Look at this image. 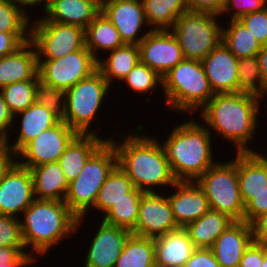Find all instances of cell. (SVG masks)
<instances>
[{
    "mask_svg": "<svg viewBox=\"0 0 267 267\" xmlns=\"http://www.w3.org/2000/svg\"><path fill=\"white\" fill-rule=\"evenodd\" d=\"M253 242L251 224L234 221L214 242L211 250L221 267H239L245 250Z\"/></svg>",
    "mask_w": 267,
    "mask_h": 267,
    "instance_id": "obj_20",
    "label": "cell"
},
{
    "mask_svg": "<svg viewBox=\"0 0 267 267\" xmlns=\"http://www.w3.org/2000/svg\"><path fill=\"white\" fill-rule=\"evenodd\" d=\"M35 101L63 120L65 112V91L49 86L39 80Z\"/></svg>",
    "mask_w": 267,
    "mask_h": 267,
    "instance_id": "obj_40",
    "label": "cell"
},
{
    "mask_svg": "<svg viewBox=\"0 0 267 267\" xmlns=\"http://www.w3.org/2000/svg\"><path fill=\"white\" fill-rule=\"evenodd\" d=\"M156 267H184L196 249L184 228L154 238Z\"/></svg>",
    "mask_w": 267,
    "mask_h": 267,
    "instance_id": "obj_22",
    "label": "cell"
},
{
    "mask_svg": "<svg viewBox=\"0 0 267 267\" xmlns=\"http://www.w3.org/2000/svg\"><path fill=\"white\" fill-rule=\"evenodd\" d=\"M267 212V186L246 205L243 221L251 224L257 217Z\"/></svg>",
    "mask_w": 267,
    "mask_h": 267,
    "instance_id": "obj_44",
    "label": "cell"
},
{
    "mask_svg": "<svg viewBox=\"0 0 267 267\" xmlns=\"http://www.w3.org/2000/svg\"><path fill=\"white\" fill-rule=\"evenodd\" d=\"M109 88L112 89L98 70L80 80L65 92L63 121L78 134H97V129H90L91 124L95 123L100 107L107 100Z\"/></svg>",
    "mask_w": 267,
    "mask_h": 267,
    "instance_id": "obj_7",
    "label": "cell"
},
{
    "mask_svg": "<svg viewBox=\"0 0 267 267\" xmlns=\"http://www.w3.org/2000/svg\"><path fill=\"white\" fill-rule=\"evenodd\" d=\"M180 228L173 216L167 195L163 192L142 194L134 235L156 238Z\"/></svg>",
    "mask_w": 267,
    "mask_h": 267,
    "instance_id": "obj_13",
    "label": "cell"
},
{
    "mask_svg": "<svg viewBox=\"0 0 267 267\" xmlns=\"http://www.w3.org/2000/svg\"><path fill=\"white\" fill-rule=\"evenodd\" d=\"M77 135L76 131L61 120L26 143L16 153L17 163L32 168L58 162L66 147Z\"/></svg>",
    "mask_w": 267,
    "mask_h": 267,
    "instance_id": "obj_12",
    "label": "cell"
},
{
    "mask_svg": "<svg viewBox=\"0 0 267 267\" xmlns=\"http://www.w3.org/2000/svg\"><path fill=\"white\" fill-rule=\"evenodd\" d=\"M85 39L86 48L97 60L100 53H107L125 45L118 30L102 12L85 29Z\"/></svg>",
    "mask_w": 267,
    "mask_h": 267,
    "instance_id": "obj_30",
    "label": "cell"
},
{
    "mask_svg": "<svg viewBox=\"0 0 267 267\" xmlns=\"http://www.w3.org/2000/svg\"><path fill=\"white\" fill-rule=\"evenodd\" d=\"M189 12L212 13L221 17L226 0H185Z\"/></svg>",
    "mask_w": 267,
    "mask_h": 267,
    "instance_id": "obj_47",
    "label": "cell"
},
{
    "mask_svg": "<svg viewBox=\"0 0 267 267\" xmlns=\"http://www.w3.org/2000/svg\"><path fill=\"white\" fill-rule=\"evenodd\" d=\"M219 17L188 11L176 19L170 30L179 42L184 59L202 61L222 42L223 22L218 21L222 20Z\"/></svg>",
    "mask_w": 267,
    "mask_h": 267,
    "instance_id": "obj_9",
    "label": "cell"
},
{
    "mask_svg": "<svg viewBox=\"0 0 267 267\" xmlns=\"http://www.w3.org/2000/svg\"><path fill=\"white\" fill-rule=\"evenodd\" d=\"M114 267H156L154 238L131 234Z\"/></svg>",
    "mask_w": 267,
    "mask_h": 267,
    "instance_id": "obj_33",
    "label": "cell"
},
{
    "mask_svg": "<svg viewBox=\"0 0 267 267\" xmlns=\"http://www.w3.org/2000/svg\"><path fill=\"white\" fill-rule=\"evenodd\" d=\"M101 12L112 22L125 44L138 45L151 31L145 30L149 27L142 0H101Z\"/></svg>",
    "mask_w": 267,
    "mask_h": 267,
    "instance_id": "obj_14",
    "label": "cell"
},
{
    "mask_svg": "<svg viewBox=\"0 0 267 267\" xmlns=\"http://www.w3.org/2000/svg\"><path fill=\"white\" fill-rule=\"evenodd\" d=\"M89 242L83 267H114L123 251L130 231L100 221Z\"/></svg>",
    "mask_w": 267,
    "mask_h": 267,
    "instance_id": "obj_17",
    "label": "cell"
},
{
    "mask_svg": "<svg viewBox=\"0 0 267 267\" xmlns=\"http://www.w3.org/2000/svg\"><path fill=\"white\" fill-rule=\"evenodd\" d=\"M39 257L30 252L23 254L16 262L8 264H0V267H30L32 264L39 262Z\"/></svg>",
    "mask_w": 267,
    "mask_h": 267,
    "instance_id": "obj_54",
    "label": "cell"
},
{
    "mask_svg": "<svg viewBox=\"0 0 267 267\" xmlns=\"http://www.w3.org/2000/svg\"><path fill=\"white\" fill-rule=\"evenodd\" d=\"M25 253H28L25 247L0 246V264L16 262Z\"/></svg>",
    "mask_w": 267,
    "mask_h": 267,
    "instance_id": "obj_52",
    "label": "cell"
},
{
    "mask_svg": "<svg viewBox=\"0 0 267 267\" xmlns=\"http://www.w3.org/2000/svg\"><path fill=\"white\" fill-rule=\"evenodd\" d=\"M143 126V124H138L131 130L133 133L130 131V133L120 134L121 142H117V138H113L115 136L106 137L115 147L117 165L130 178L134 187L139 190L164 192L169 187L172 189L171 187L177 180L173 175L170 163L166 160L156 137L144 135ZM142 130L144 133L141 132ZM157 187L161 189L158 190Z\"/></svg>",
    "mask_w": 267,
    "mask_h": 267,
    "instance_id": "obj_1",
    "label": "cell"
},
{
    "mask_svg": "<svg viewBox=\"0 0 267 267\" xmlns=\"http://www.w3.org/2000/svg\"><path fill=\"white\" fill-rule=\"evenodd\" d=\"M261 68L262 78L265 84V97L267 96V45L262 46L257 54Z\"/></svg>",
    "mask_w": 267,
    "mask_h": 267,
    "instance_id": "obj_55",
    "label": "cell"
},
{
    "mask_svg": "<svg viewBox=\"0 0 267 267\" xmlns=\"http://www.w3.org/2000/svg\"><path fill=\"white\" fill-rule=\"evenodd\" d=\"M100 134H78L66 147L64 153L58 160L68 183L73 181L88 158L107 140L101 138Z\"/></svg>",
    "mask_w": 267,
    "mask_h": 267,
    "instance_id": "obj_26",
    "label": "cell"
},
{
    "mask_svg": "<svg viewBox=\"0 0 267 267\" xmlns=\"http://www.w3.org/2000/svg\"><path fill=\"white\" fill-rule=\"evenodd\" d=\"M266 253L267 246L253 241L245 250L239 267H261Z\"/></svg>",
    "mask_w": 267,
    "mask_h": 267,
    "instance_id": "obj_46",
    "label": "cell"
},
{
    "mask_svg": "<svg viewBox=\"0 0 267 267\" xmlns=\"http://www.w3.org/2000/svg\"><path fill=\"white\" fill-rule=\"evenodd\" d=\"M97 70V59L86 47L58 59L38 60L40 81L65 92Z\"/></svg>",
    "mask_w": 267,
    "mask_h": 267,
    "instance_id": "obj_11",
    "label": "cell"
},
{
    "mask_svg": "<svg viewBox=\"0 0 267 267\" xmlns=\"http://www.w3.org/2000/svg\"><path fill=\"white\" fill-rule=\"evenodd\" d=\"M143 193L144 191L134 187L129 192V199H121L113 204L102 216V221L132 232L137 223L140 200Z\"/></svg>",
    "mask_w": 267,
    "mask_h": 267,
    "instance_id": "obj_35",
    "label": "cell"
},
{
    "mask_svg": "<svg viewBox=\"0 0 267 267\" xmlns=\"http://www.w3.org/2000/svg\"><path fill=\"white\" fill-rule=\"evenodd\" d=\"M30 18L9 0H0V31L4 33H30Z\"/></svg>",
    "mask_w": 267,
    "mask_h": 267,
    "instance_id": "obj_39",
    "label": "cell"
},
{
    "mask_svg": "<svg viewBox=\"0 0 267 267\" xmlns=\"http://www.w3.org/2000/svg\"><path fill=\"white\" fill-rule=\"evenodd\" d=\"M261 267H267V253L264 256V262Z\"/></svg>",
    "mask_w": 267,
    "mask_h": 267,
    "instance_id": "obj_58",
    "label": "cell"
},
{
    "mask_svg": "<svg viewBox=\"0 0 267 267\" xmlns=\"http://www.w3.org/2000/svg\"><path fill=\"white\" fill-rule=\"evenodd\" d=\"M15 7H17L26 17H30V20L32 21V18H31V15H28L29 11L27 10H30L31 8L30 7H38V6H41V8H43L44 10V15L45 16V13L47 12L48 8H49V5H50V2L51 0H9ZM37 5V6H36ZM29 7V9H27Z\"/></svg>",
    "mask_w": 267,
    "mask_h": 267,
    "instance_id": "obj_51",
    "label": "cell"
},
{
    "mask_svg": "<svg viewBox=\"0 0 267 267\" xmlns=\"http://www.w3.org/2000/svg\"><path fill=\"white\" fill-rule=\"evenodd\" d=\"M117 166L114 145L106 140L85 162L82 171L70 183L65 203L78 218H87L107 176Z\"/></svg>",
    "mask_w": 267,
    "mask_h": 267,
    "instance_id": "obj_6",
    "label": "cell"
},
{
    "mask_svg": "<svg viewBox=\"0 0 267 267\" xmlns=\"http://www.w3.org/2000/svg\"><path fill=\"white\" fill-rule=\"evenodd\" d=\"M126 83V87L131 89L135 94H146L152 92L155 93V89L160 86L162 89L163 80L155 70H152L147 65L139 61L134 68L123 79V83ZM159 85V86H158Z\"/></svg>",
    "mask_w": 267,
    "mask_h": 267,
    "instance_id": "obj_38",
    "label": "cell"
},
{
    "mask_svg": "<svg viewBox=\"0 0 267 267\" xmlns=\"http://www.w3.org/2000/svg\"><path fill=\"white\" fill-rule=\"evenodd\" d=\"M30 40V33H4L0 31V57L15 52Z\"/></svg>",
    "mask_w": 267,
    "mask_h": 267,
    "instance_id": "obj_45",
    "label": "cell"
},
{
    "mask_svg": "<svg viewBox=\"0 0 267 267\" xmlns=\"http://www.w3.org/2000/svg\"><path fill=\"white\" fill-rule=\"evenodd\" d=\"M184 267H221L211 248H196Z\"/></svg>",
    "mask_w": 267,
    "mask_h": 267,
    "instance_id": "obj_48",
    "label": "cell"
},
{
    "mask_svg": "<svg viewBox=\"0 0 267 267\" xmlns=\"http://www.w3.org/2000/svg\"><path fill=\"white\" fill-rule=\"evenodd\" d=\"M227 25L222 26V43L236 58L257 56L262 45L250 33L239 19H227Z\"/></svg>",
    "mask_w": 267,
    "mask_h": 267,
    "instance_id": "obj_32",
    "label": "cell"
},
{
    "mask_svg": "<svg viewBox=\"0 0 267 267\" xmlns=\"http://www.w3.org/2000/svg\"><path fill=\"white\" fill-rule=\"evenodd\" d=\"M172 188L167 198L179 227L184 228L210 210L208 199L196 181H177Z\"/></svg>",
    "mask_w": 267,
    "mask_h": 267,
    "instance_id": "obj_19",
    "label": "cell"
},
{
    "mask_svg": "<svg viewBox=\"0 0 267 267\" xmlns=\"http://www.w3.org/2000/svg\"><path fill=\"white\" fill-rule=\"evenodd\" d=\"M262 101L246 93H216L199 111V119L212 136L216 133L219 139L233 143L236 152H254L249 144L258 133Z\"/></svg>",
    "mask_w": 267,
    "mask_h": 267,
    "instance_id": "obj_2",
    "label": "cell"
},
{
    "mask_svg": "<svg viewBox=\"0 0 267 267\" xmlns=\"http://www.w3.org/2000/svg\"><path fill=\"white\" fill-rule=\"evenodd\" d=\"M16 162V153L10 147L6 151L0 152V183L5 174Z\"/></svg>",
    "mask_w": 267,
    "mask_h": 267,
    "instance_id": "obj_53",
    "label": "cell"
},
{
    "mask_svg": "<svg viewBox=\"0 0 267 267\" xmlns=\"http://www.w3.org/2000/svg\"><path fill=\"white\" fill-rule=\"evenodd\" d=\"M138 46L140 61L162 77L184 59L171 30H151Z\"/></svg>",
    "mask_w": 267,
    "mask_h": 267,
    "instance_id": "obj_15",
    "label": "cell"
},
{
    "mask_svg": "<svg viewBox=\"0 0 267 267\" xmlns=\"http://www.w3.org/2000/svg\"><path fill=\"white\" fill-rule=\"evenodd\" d=\"M109 53V54H108ZM108 56H100L97 60L98 71L107 80L111 87L114 81H123L128 73L140 61L139 46L125 44L107 52Z\"/></svg>",
    "mask_w": 267,
    "mask_h": 267,
    "instance_id": "obj_28",
    "label": "cell"
},
{
    "mask_svg": "<svg viewBox=\"0 0 267 267\" xmlns=\"http://www.w3.org/2000/svg\"><path fill=\"white\" fill-rule=\"evenodd\" d=\"M133 188L130 178L117 165L100 188L93 209L105 214L113 204L121 199H129V192Z\"/></svg>",
    "mask_w": 267,
    "mask_h": 267,
    "instance_id": "obj_34",
    "label": "cell"
},
{
    "mask_svg": "<svg viewBox=\"0 0 267 267\" xmlns=\"http://www.w3.org/2000/svg\"><path fill=\"white\" fill-rule=\"evenodd\" d=\"M237 174L244 205L267 186V164L255 152H237Z\"/></svg>",
    "mask_w": 267,
    "mask_h": 267,
    "instance_id": "obj_25",
    "label": "cell"
},
{
    "mask_svg": "<svg viewBox=\"0 0 267 267\" xmlns=\"http://www.w3.org/2000/svg\"><path fill=\"white\" fill-rule=\"evenodd\" d=\"M15 123V116L8 108L4 97L0 93V129L9 136L11 133H8V131H12Z\"/></svg>",
    "mask_w": 267,
    "mask_h": 267,
    "instance_id": "obj_50",
    "label": "cell"
},
{
    "mask_svg": "<svg viewBox=\"0 0 267 267\" xmlns=\"http://www.w3.org/2000/svg\"><path fill=\"white\" fill-rule=\"evenodd\" d=\"M266 164H267V154L264 152L265 155L262 153L258 152L257 149L254 151Z\"/></svg>",
    "mask_w": 267,
    "mask_h": 267,
    "instance_id": "obj_57",
    "label": "cell"
},
{
    "mask_svg": "<svg viewBox=\"0 0 267 267\" xmlns=\"http://www.w3.org/2000/svg\"><path fill=\"white\" fill-rule=\"evenodd\" d=\"M19 118V129H15L17 136L15 137V141L11 144L10 140H8L9 147L13 150L14 153H17L26 143L30 140L38 136L44 130H47L54 125L58 124L61 119L51 112L46 107L40 105L36 101L28 107L26 110L15 115V120L18 121Z\"/></svg>",
    "mask_w": 267,
    "mask_h": 267,
    "instance_id": "obj_23",
    "label": "cell"
},
{
    "mask_svg": "<svg viewBox=\"0 0 267 267\" xmlns=\"http://www.w3.org/2000/svg\"><path fill=\"white\" fill-rule=\"evenodd\" d=\"M201 62L214 94L238 92L239 59L222 42Z\"/></svg>",
    "mask_w": 267,
    "mask_h": 267,
    "instance_id": "obj_18",
    "label": "cell"
},
{
    "mask_svg": "<svg viewBox=\"0 0 267 267\" xmlns=\"http://www.w3.org/2000/svg\"><path fill=\"white\" fill-rule=\"evenodd\" d=\"M165 138L157 140L177 181H196L218 161L213 156V136L195 117L176 124Z\"/></svg>",
    "mask_w": 267,
    "mask_h": 267,
    "instance_id": "obj_3",
    "label": "cell"
},
{
    "mask_svg": "<svg viewBox=\"0 0 267 267\" xmlns=\"http://www.w3.org/2000/svg\"><path fill=\"white\" fill-rule=\"evenodd\" d=\"M239 20L262 46L267 45V7L253 13L245 14Z\"/></svg>",
    "mask_w": 267,
    "mask_h": 267,
    "instance_id": "obj_42",
    "label": "cell"
},
{
    "mask_svg": "<svg viewBox=\"0 0 267 267\" xmlns=\"http://www.w3.org/2000/svg\"><path fill=\"white\" fill-rule=\"evenodd\" d=\"M265 7H267V0H226L221 16L226 14V16H231L230 20L239 19L245 14L262 10Z\"/></svg>",
    "mask_w": 267,
    "mask_h": 267,
    "instance_id": "obj_43",
    "label": "cell"
},
{
    "mask_svg": "<svg viewBox=\"0 0 267 267\" xmlns=\"http://www.w3.org/2000/svg\"><path fill=\"white\" fill-rule=\"evenodd\" d=\"M251 226L253 241L267 246V212L257 217Z\"/></svg>",
    "mask_w": 267,
    "mask_h": 267,
    "instance_id": "obj_49",
    "label": "cell"
},
{
    "mask_svg": "<svg viewBox=\"0 0 267 267\" xmlns=\"http://www.w3.org/2000/svg\"><path fill=\"white\" fill-rule=\"evenodd\" d=\"M234 222L228 215L209 210L184 229L196 248H211L217 237Z\"/></svg>",
    "mask_w": 267,
    "mask_h": 267,
    "instance_id": "obj_29",
    "label": "cell"
},
{
    "mask_svg": "<svg viewBox=\"0 0 267 267\" xmlns=\"http://www.w3.org/2000/svg\"><path fill=\"white\" fill-rule=\"evenodd\" d=\"M162 80L164 103L182 115L186 112L189 116L197 114L196 111L199 112L214 96L199 60L183 59Z\"/></svg>",
    "mask_w": 267,
    "mask_h": 267,
    "instance_id": "obj_5",
    "label": "cell"
},
{
    "mask_svg": "<svg viewBox=\"0 0 267 267\" xmlns=\"http://www.w3.org/2000/svg\"><path fill=\"white\" fill-rule=\"evenodd\" d=\"M208 199L210 210L242 221L245 205L237 174V152L233 160L217 161L196 180Z\"/></svg>",
    "mask_w": 267,
    "mask_h": 267,
    "instance_id": "obj_8",
    "label": "cell"
},
{
    "mask_svg": "<svg viewBox=\"0 0 267 267\" xmlns=\"http://www.w3.org/2000/svg\"><path fill=\"white\" fill-rule=\"evenodd\" d=\"M34 200L31 172L16 162L0 183V215L20 218Z\"/></svg>",
    "mask_w": 267,
    "mask_h": 267,
    "instance_id": "obj_16",
    "label": "cell"
},
{
    "mask_svg": "<svg viewBox=\"0 0 267 267\" xmlns=\"http://www.w3.org/2000/svg\"><path fill=\"white\" fill-rule=\"evenodd\" d=\"M35 199L65 201L68 182L58 162L29 168Z\"/></svg>",
    "mask_w": 267,
    "mask_h": 267,
    "instance_id": "obj_27",
    "label": "cell"
},
{
    "mask_svg": "<svg viewBox=\"0 0 267 267\" xmlns=\"http://www.w3.org/2000/svg\"><path fill=\"white\" fill-rule=\"evenodd\" d=\"M142 3L151 30H170L176 19L188 12L185 0H142Z\"/></svg>",
    "mask_w": 267,
    "mask_h": 267,
    "instance_id": "obj_31",
    "label": "cell"
},
{
    "mask_svg": "<svg viewBox=\"0 0 267 267\" xmlns=\"http://www.w3.org/2000/svg\"><path fill=\"white\" fill-rule=\"evenodd\" d=\"M238 92L265 100V84L257 56L239 58Z\"/></svg>",
    "mask_w": 267,
    "mask_h": 267,
    "instance_id": "obj_36",
    "label": "cell"
},
{
    "mask_svg": "<svg viewBox=\"0 0 267 267\" xmlns=\"http://www.w3.org/2000/svg\"><path fill=\"white\" fill-rule=\"evenodd\" d=\"M19 219L14 216L0 215V246L25 247Z\"/></svg>",
    "mask_w": 267,
    "mask_h": 267,
    "instance_id": "obj_41",
    "label": "cell"
},
{
    "mask_svg": "<svg viewBox=\"0 0 267 267\" xmlns=\"http://www.w3.org/2000/svg\"><path fill=\"white\" fill-rule=\"evenodd\" d=\"M32 22L30 41L37 60L58 59L86 47L85 29L80 26L51 22L44 17L33 18Z\"/></svg>",
    "mask_w": 267,
    "mask_h": 267,
    "instance_id": "obj_10",
    "label": "cell"
},
{
    "mask_svg": "<svg viewBox=\"0 0 267 267\" xmlns=\"http://www.w3.org/2000/svg\"><path fill=\"white\" fill-rule=\"evenodd\" d=\"M40 80L34 45L29 40L15 52L0 57V89L14 82Z\"/></svg>",
    "mask_w": 267,
    "mask_h": 267,
    "instance_id": "obj_21",
    "label": "cell"
},
{
    "mask_svg": "<svg viewBox=\"0 0 267 267\" xmlns=\"http://www.w3.org/2000/svg\"><path fill=\"white\" fill-rule=\"evenodd\" d=\"M9 139H11L10 136L0 129V152L6 151L9 148Z\"/></svg>",
    "mask_w": 267,
    "mask_h": 267,
    "instance_id": "obj_56",
    "label": "cell"
},
{
    "mask_svg": "<svg viewBox=\"0 0 267 267\" xmlns=\"http://www.w3.org/2000/svg\"><path fill=\"white\" fill-rule=\"evenodd\" d=\"M101 12V0H51L47 21L77 25L84 29Z\"/></svg>",
    "mask_w": 267,
    "mask_h": 267,
    "instance_id": "obj_24",
    "label": "cell"
},
{
    "mask_svg": "<svg viewBox=\"0 0 267 267\" xmlns=\"http://www.w3.org/2000/svg\"><path fill=\"white\" fill-rule=\"evenodd\" d=\"M22 215L19 220L25 249L37 257H45L63 239L73 237L84 223L83 217L78 218L64 201L57 200L35 199Z\"/></svg>",
    "mask_w": 267,
    "mask_h": 267,
    "instance_id": "obj_4",
    "label": "cell"
},
{
    "mask_svg": "<svg viewBox=\"0 0 267 267\" xmlns=\"http://www.w3.org/2000/svg\"><path fill=\"white\" fill-rule=\"evenodd\" d=\"M39 80L14 82L0 89V93L14 116L35 102Z\"/></svg>",
    "mask_w": 267,
    "mask_h": 267,
    "instance_id": "obj_37",
    "label": "cell"
}]
</instances>
